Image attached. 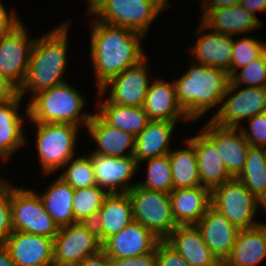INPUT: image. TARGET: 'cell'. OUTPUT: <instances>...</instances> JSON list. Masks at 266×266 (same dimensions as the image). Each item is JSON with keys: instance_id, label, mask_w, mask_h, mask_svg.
<instances>
[{"instance_id": "1", "label": "cell", "mask_w": 266, "mask_h": 266, "mask_svg": "<svg viewBox=\"0 0 266 266\" xmlns=\"http://www.w3.org/2000/svg\"><path fill=\"white\" fill-rule=\"evenodd\" d=\"M91 67L97 90L109 79L146 58L142 49L145 36L131 29L109 25L93 18L90 22Z\"/></svg>"}, {"instance_id": "2", "label": "cell", "mask_w": 266, "mask_h": 266, "mask_svg": "<svg viewBox=\"0 0 266 266\" xmlns=\"http://www.w3.org/2000/svg\"><path fill=\"white\" fill-rule=\"evenodd\" d=\"M68 24L61 23L35 39L27 75L19 88L22 98L28 91L32 98L41 91L67 82L63 76L67 70Z\"/></svg>"}, {"instance_id": "3", "label": "cell", "mask_w": 266, "mask_h": 266, "mask_svg": "<svg viewBox=\"0 0 266 266\" xmlns=\"http://www.w3.org/2000/svg\"><path fill=\"white\" fill-rule=\"evenodd\" d=\"M229 81L225 70L193 63L186 73L173 82L178 103L192 122L206 115L213 107L221 106Z\"/></svg>"}, {"instance_id": "4", "label": "cell", "mask_w": 266, "mask_h": 266, "mask_svg": "<svg viewBox=\"0 0 266 266\" xmlns=\"http://www.w3.org/2000/svg\"><path fill=\"white\" fill-rule=\"evenodd\" d=\"M28 102L32 123H67L81 127L90 122L91 113L84 111L85 97L70 83L48 88Z\"/></svg>"}, {"instance_id": "5", "label": "cell", "mask_w": 266, "mask_h": 266, "mask_svg": "<svg viewBox=\"0 0 266 266\" xmlns=\"http://www.w3.org/2000/svg\"><path fill=\"white\" fill-rule=\"evenodd\" d=\"M87 9L86 16L147 36L150 25L166 10V0H96Z\"/></svg>"}, {"instance_id": "6", "label": "cell", "mask_w": 266, "mask_h": 266, "mask_svg": "<svg viewBox=\"0 0 266 266\" xmlns=\"http://www.w3.org/2000/svg\"><path fill=\"white\" fill-rule=\"evenodd\" d=\"M35 143L43 174L60 170L76 156L77 134L80 127L67 123H33Z\"/></svg>"}, {"instance_id": "7", "label": "cell", "mask_w": 266, "mask_h": 266, "mask_svg": "<svg viewBox=\"0 0 266 266\" xmlns=\"http://www.w3.org/2000/svg\"><path fill=\"white\" fill-rule=\"evenodd\" d=\"M10 205L13 231H22L54 239L59 228L45 210L36 190L10 184Z\"/></svg>"}, {"instance_id": "8", "label": "cell", "mask_w": 266, "mask_h": 266, "mask_svg": "<svg viewBox=\"0 0 266 266\" xmlns=\"http://www.w3.org/2000/svg\"><path fill=\"white\" fill-rule=\"evenodd\" d=\"M128 194L134 221L148 228L160 240H165L178 226L172 215L170 194L149 190L137 184Z\"/></svg>"}, {"instance_id": "9", "label": "cell", "mask_w": 266, "mask_h": 266, "mask_svg": "<svg viewBox=\"0 0 266 266\" xmlns=\"http://www.w3.org/2000/svg\"><path fill=\"white\" fill-rule=\"evenodd\" d=\"M211 200V206L239 230L262 223L254 221L260 208V200L237 178L215 187L211 191Z\"/></svg>"}, {"instance_id": "10", "label": "cell", "mask_w": 266, "mask_h": 266, "mask_svg": "<svg viewBox=\"0 0 266 266\" xmlns=\"http://www.w3.org/2000/svg\"><path fill=\"white\" fill-rule=\"evenodd\" d=\"M244 87L239 89L229 81L221 106L210 119L223 127L240 128L243 120L262 114L266 110V87Z\"/></svg>"}, {"instance_id": "11", "label": "cell", "mask_w": 266, "mask_h": 266, "mask_svg": "<svg viewBox=\"0 0 266 266\" xmlns=\"http://www.w3.org/2000/svg\"><path fill=\"white\" fill-rule=\"evenodd\" d=\"M53 245V263L67 266H76L83 259L102 250L93 223L77 222L59 228Z\"/></svg>"}, {"instance_id": "12", "label": "cell", "mask_w": 266, "mask_h": 266, "mask_svg": "<svg viewBox=\"0 0 266 266\" xmlns=\"http://www.w3.org/2000/svg\"><path fill=\"white\" fill-rule=\"evenodd\" d=\"M147 62L146 57L139 64L129 67L119 75L109 79L97 90L98 97L103 99L105 93H108L111 89L107 98L108 101L120 105L143 107L151 82Z\"/></svg>"}, {"instance_id": "13", "label": "cell", "mask_w": 266, "mask_h": 266, "mask_svg": "<svg viewBox=\"0 0 266 266\" xmlns=\"http://www.w3.org/2000/svg\"><path fill=\"white\" fill-rule=\"evenodd\" d=\"M22 22L12 32L0 36V75L18 88L25 81L35 39H29Z\"/></svg>"}, {"instance_id": "14", "label": "cell", "mask_w": 266, "mask_h": 266, "mask_svg": "<svg viewBox=\"0 0 266 266\" xmlns=\"http://www.w3.org/2000/svg\"><path fill=\"white\" fill-rule=\"evenodd\" d=\"M89 156L97 186L108 193L129 192L137 184L130 183L140 169L133 156L109 157L94 153Z\"/></svg>"}, {"instance_id": "15", "label": "cell", "mask_w": 266, "mask_h": 266, "mask_svg": "<svg viewBox=\"0 0 266 266\" xmlns=\"http://www.w3.org/2000/svg\"><path fill=\"white\" fill-rule=\"evenodd\" d=\"M200 130L216 144L229 175L237 178L245 166L251 146L240 128L223 127L210 119Z\"/></svg>"}, {"instance_id": "16", "label": "cell", "mask_w": 266, "mask_h": 266, "mask_svg": "<svg viewBox=\"0 0 266 266\" xmlns=\"http://www.w3.org/2000/svg\"><path fill=\"white\" fill-rule=\"evenodd\" d=\"M198 24L196 34H199L190 49L191 57L195 59V63L221 68L228 72L231 68L234 38L211 31L201 21Z\"/></svg>"}, {"instance_id": "17", "label": "cell", "mask_w": 266, "mask_h": 266, "mask_svg": "<svg viewBox=\"0 0 266 266\" xmlns=\"http://www.w3.org/2000/svg\"><path fill=\"white\" fill-rule=\"evenodd\" d=\"M160 241L148 228L133 221L122 231L102 243V251L110 259L136 257L153 252Z\"/></svg>"}, {"instance_id": "18", "label": "cell", "mask_w": 266, "mask_h": 266, "mask_svg": "<svg viewBox=\"0 0 266 266\" xmlns=\"http://www.w3.org/2000/svg\"><path fill=\"white\" fill-rule=\"evenodd\" d=\"M16 266H49L53 263V239L22 231H13L5 242Z\"/></svg>"}, {"instance_id": "19", "label": "cell", "mask_w": 266, "mask_h": 266, "mask_svg": "<svg viewBox=\"0 0 266 266\" xmlns=\"http://www.w3.org/2000/svg\"><path fill=\"white\" fill-rule=\"evenodd\" d=\"M153 81V82H152ZM149 84L144 101V111L150 121H190L176 97L174 82L154 78Z\"/></svg>"}, {"instance_id": "20", "label": "cell", "mask_w": 266, "mask_h": 266, "mask_svg": "<svg viewBox=\"0 0 266 266\" xmlns=\"http://www.w3.org/2000/svg\"><path fill=\"white\" fill-rule=\"evenodd\" d=\"M200 21L211 31L236 36L249 34L263 26L262 22L241 4L217 9H206Z\"/></svg>"}, {"instance_id": "21", "label": "cell", "mask_w": 266, "mask_h": 266, "mask_svg": "<svg viewBox=\"0 0 266 266\" xmlns=\"http://www.w3.org/2000/svg\"><path fill=\"white\" fill-rule=\"evenodd\" d=\"M195 225L205 244L223 263L233 249L239 229L212 206Z\"/></svg>"}, {"instance_id": "22", "label": "cell", "mask_w": 266, "mask_h": 266, "mask_svg": "<svg viewBox=\"0 0 266 266\" xmlns=\"http://www.w3.org/2000/svg\"><path fill=\"white\" fill-rule=\"evenodd\" d=\"M86 130L97 145L96 150L90 153L109 157L133 156L135 137L107 124L96 112L92 113Z\"/></svg>"}, {"instance_id": "23", "label": "cell", "mask_w": 266, "mask_h": 266, "mask_svg": "<svg viewBox=\"0 0 266 266\" xmlns=\"http://www.w3.org/2000/svg\"><path fill=\"white\" fill-rule=\"evenodd\" d=\"M133 221V207L128 192L109 193L105 197L93 225L100 242L103 243Z\"/></svg>"}, {"instance_id": "24", "label": "cell", "mask_w": 266, "mask_h": 266, "mask_svg": "<svg viewBox=\"0 0 266 266\" xmlns=\"http://www.w3.org/2000/svg\"><path fill=\"white\" fill-rule=\"evenodd\" d=\"M190 266H222L196 225H178L165 239Z\"/></svg>"}, {"instance_id": "25", "label": "cell", "mask_w": 266, "mask_h": 266, "mask_svg": "<svg viewBox=\"0 0 266 266\" xmlns=\"http://www.w3.org/2000/svg\"><path fill=\"white\" fill-rule=\"evenodd\" d=\"M23 98L18 95L13 101L0 104V158L8 161L17 149L27 144L24 130V118L29 117L28 107L24 110V117L19 113V106ZM14 152V153H13Z\"/></svg>"}, {"instance_id": "26", "label": "cell", "mask_w": 266, "mask_h": 266, "mask_svg": "<svg viewBox=\"0 0 266 266\" xmlns=\"http://www.w3.org/2000/svg\"><path fill=\"white\" fill-rule=\"evenodd\" d=\"M172 215L177 225H195L211 207V190L203 187L173 189Z\"/></svg>"}, {"instance_id": "27", "label": "cell", "mask_w": 266, "mask_h": 266, "mask_svg": "<svg viewBox=\"0 0 266 266\" xmlns=\"http://www.w3.org/2000/svg\"><path fill=\"white\" fill-rule=\"evenodd\" d=\"M194 149L201 186L212 191L215 187L232 179L216 144L202 130L194 136Z\"/></svg>"}, {"instance_id": "28", "label": "cell", "mask_w": 266, "mask_h": 266, "mask_svg": "<svg viewBox=\"0 0 266 266\" xmlns=\"http://www.w3.org/2000/svg\"><path fill=\"white\" fill-rule=\"evenodd\" d=\"M266 259V223L239 230L222 266H257Z\"/></svg>"}, {"instance_id": "29", "label": "cell", "mask_w": 266, "mask_h": 266, "mask_svg": "<svg viewBox=\"0 0 266 266\" xmlns=\"http://www.w3.org/2000/svg\"><path fill=\"white\" fill-rule=\"evenodd\" d=\"M178 122L150 121L145 129L135 137L133 157L138 166L144 160L164 156L170 153L172 133Z\"/></svg>"}, {"instance_id": "30", "label": "cell", "mask_w": 266, "mask_h": 266, "mask_svg": "<svg viewBox=\"0 0 266 266\" xmlns=\"http://www.w3.org/2000/svg\"><path fill=\"white\" fill-rule=\"evenodd\" d=\"M96 113L109 125L136 137L150 122L143 107L126 106L100 100Z\"/></svg>"}, {"instance_id": "31", "label": "cell", "mask_w": 266, "mask_h": 266, "mask_svg": "<svg viewBox=\"0 0 266 266\" xmlns=\"http://www.w3.org/2000/svg\"><path fill=\"white\" fill-rule=\"evenodd\" d=\"M45 210L58 228L77 223L73 214L74 189L60 177L48 186L43 194L39 193Z\"/></svg>"}, {"instance_id": "32", "label": "cell", "mask_w": 266, "mask_h": 266, "mask_svg": "<svg viewBox=\"0 0 266 266\" xmlns=\"http://www.w3.org/2000/svg\"><path fill=\"white\" fill-rule=\"evenodd\" d=\"M184 148L168 154L172 172L173 189L201 186L197 156L194 149V136L184 139Z\"/></svg>"}, {"instance_id": "33", "label": "cell", "mask_w": 266, "mask_h": 266, "mask_svg": "<svg viewBox=\"0 0 266 266\" xmlns=\"http://www.w3.org/2000/svg\"><path fill=\"white\" fill-rule=\"evenodd\" d=\"M259 200L266 193V148L250 146L245 166L237 177Z\"/></svg>"}, {"instance_id": "34", "label": "cell", "mask_w": 266, "mask_h": 266, "mask_svg": "<svg viewBox=\"0 0 266 266\" xmlns=\"http://www.w3.org/2000/svg\"><path fill=\"white\" fill-rule=\"evenodd\" d=\"M108 194L97 185L75 189L72 205L75 221L93 223Z\"/></svg>"}, {"instance_id": "35", "label": "cell", "mask_w": 266, "mask_h": 266, "mask_svg": "<svg viewBox=\"0 0 266 266\" xmlns=\"http://www.w3.org/2000/svg\"><path fill=\"white\" fill-rule=\"evenodd\" d=\"M144 161L147 162L146 179L142 182L139 180L137 185L170 194L173 190V180L168 154Z\"/></svg>"}, {"instance_id": "36", "label": "cell", "mask_w": 266, "mask_h": 266, "mask_svg": "<svg viewBox=\"0 0 266 266\" xmlns=\"http://www.w3.org/2000/svg\"><path fill=\"white\" fill-rule=\"evenodd\" d=\"M59 177L74 190L97 185L89 155L72 157L63 167Z\"/></svg>"}, {"instance_id": "37", "label": "cell", "mask_w": 266, "mask_h": 266, "mask_svg": "<svg viewBox=\"0 0 266 266\" xmlns=\"http://www.w3.org/2000/svg\"><path fill=\"white\" fill-rule=\"evenodd\" d=\"M257 39V40H256ZM266 51V42L256 37H247L234 40L231 68L227 72L229 77L243 66L250 64Z\"/></svg>"}, {"instance_id": "38", "label": "cell", "mask_w": 266, "mask_h": 266, "mask_svg": "<svg viewBox=\"0 0 266 266\" xmlns=\"http://www.w3.org/2000/svg\"><path fill=\"white\" fill-rule=\"evenodd\" d=\"M235 71L229 78L234 85L241 87H266V51L250 64L241 67Z\"/></svg>"}, {"instance_id": "39", "label": "cell", "mask_w": 266, "mask_h": 266, "mask_svg": "<svg viewBox=\"0 0 266 266\" xmlns=\"http://www.w3.org/2000/svg\"><path fill=\"white\" fill-rule=\"evenodd\" d=\"M248 129L245 126H240L244 137L253 147L266 148V118L263 114L255 115L249 120H246Z\"/></svg>"}, {"instance_id": "40", "label": "cell", "mask_w": 266, "mask_h": 266, "mask_svg": "<svg viewBox=\"0 0 266 266\" xmlns=\"http://www.w3.org/2000/svg\"><path fill=\"white\" fill-rule=\"evenodd\" d=\"M156 260L157 266H190L165 240H160L156 245Z\"/></svg>"}, {"instance_id": "41", "label": "cell", "mask_w": 266, "mask_h": 266, "mask_svg": "<svg viewBox=\"0 0 266 266\" xmlns=\"http://www.w3.org/2000/svg\"><path fill=\"white\" fill-rule=\"evenodd\" d=\"M13 232L11 205H10V186L7 191L0 196V246H4L6 240Z\"/></svg>"}, {"instance_id": "42", "label": "cell", "mask_w": 266, "mask_h": 266, "mask_svg": "<svg viewBox=\"0 0 266 266\" xmlns=\"http://www.w3.org/2000/svg\"><path fill=\"white\" fill-rule=\"evenodd\" d=\"M112 266H157L156 248L153 252L136 257L110 259Z\"/></svg>"}, {"instance_id": "43", "label": "cell", "mask_w": 266, "mask_h": 266, "mask_svg": "<svg viewBox=\"0 0 266 266\" xmlns=\"http://www.w3.org/2000/svg\"><path fill=\"white\" fill-rule=\"evenodd\" d=\"M7 8L3 5L0 0V36L6 35L12 32L22 21L20 17L16 15L15 10L8 13Z\"/></svg>"}, {"instance_id": "44", "label": "cell", "mask_w": 266, "mask_h": 266, "mask_svg": "<svg viewBox=\"0 0 266 266\" xmlns=\"http://www.w3.org/2000/svg\"><path fill=\"white\" fill-rule=\"evenodd\" d=\"M19 95V88L9 79L0 75V104L13 101Z\"/></svg>"}, {"instance_id": "45", "label": "cell", "mask_w": 266, "mask_h": 266, "mask_svg": "<svg viewBox=\"0 0 266 266\" xmlns=\"http://www.w3.org/2000/svg\"><path fill=\"white\" fill-rule=\"evenodd\" d=\"M76 266H112L110 258L101 250L99 253L83 259Z\"/></svg>"}, {"instance_id": "46", "label": "cell", "mask_w": 266, "mask_h": 266, "mask_svg": "<svg viewBox=\"0 0 266 266\" xmlns=\"http://www.w3.org/2000/svg\"><path fill=\"white\" fill-rule=\"evenodd\" d=\"M241 5L255 16L258 11L266 12V0H242Z\"/></svg>"}, {"instance_id": "47", "label": "cell", "mask_w": 266, "mask_h": 266, "mask_svg": "<svg viewBox=\"0 0 266 266\" xmlns=\"http://www.w3.org/2000/svg\"><path fill=\"white\" fill-rule=\"evenodd\" d=\"M242 0H212L207 9H217L223 7H231L241 4Z\"/></svg>"}, {"instance_id": "48", "label": "cell", "mask_w": 266, "mask_h": 266, "mask_svg": "<svg viewBox=\"0 0 266 266\" xmlns=\"http://www.w3.org/2000/svg\"><path fill=\"white\" fill-rule=\"evenodd\" d=\"M0 266H16L11 255L4 246H0Z\"/></svg>"}, {"instance_id": "49", "label": "cell", "mask_w": 266, "mask_h": 266, "mask_svg": "<svg viewBox=\"0 0 266 266\" xmlns=\"http://www.w3.org/2000/svg\"><path fill=\"white\" fill-rule=\"evenodd\" d=\"M10 186V181L0 176V196H2Z\"/></svg>"}, {"instance_id": "50", "label": "cell", "mask_w": 266, "mask_h": 266, "mask_svg": "<svg viewBox=\"0 0 266 266\" xmlns=\"http://www.w3.org/2000/svg\"><path fill=\"white\" fill-rule=\"evenodd\" d=\"M200 1H202L203 3H202V13L209 7V5H210V3H211V1L212 0H200ZM169 0H166V9H167V7H169L170 5H169Z\"/></svg>"}, {"instance_id": "51", "label": "cell", "mask_w": 266, "mask_h": 266, "mask_svg": "<svg viewBox=\"0 0 266 266\" xmlns=\"http://www.w3.org/2000/svg\"><path fill=\"white\" fill-rule=\"evenodd\" d=\"M260 205L265 209L266 211V193L264 196L260 199Z\"/></svg>"}, {"instance_id": "52", "label": "cell", "mask_w": 266, "mask_h": 266, "mask_svg": "<svg viewBox=\"0 0 266 266\" xmlns=\"http://www.w3.org/2000/svg\"><path fill=\"white\" fill-rule=\"evenodd\" d=\"M89 3H88V8L96 1V0H87Z\"/></svg>"}, {"instance_id": "53", "label": "cell", "mask_w": 266, "mask_h": 266, "mask_svg": "<svg viewBox=\"0 0 266 266\" xmlns=\"http://www.w3.org/2000/svg\"><path fill=\"white\" fill-rule=\"evenodd\" d=\"M49 266H67V265H58V264H54V263H52V264H50Z\"/></svg>"}, {"instance_id": "54", "label": "cell", "mask_w": 266, "mask_h": 266, "mask_svg": "<svg viewBox=\"0 0 266 266\" xmlns=\"http://www.w3.org/2000/svg\"><path fill=\"white\" fill-rule=\"evenodd\" d=\"M264 116H265V118H266V110L262 113Z\"/></svg>"}]
</instances>
